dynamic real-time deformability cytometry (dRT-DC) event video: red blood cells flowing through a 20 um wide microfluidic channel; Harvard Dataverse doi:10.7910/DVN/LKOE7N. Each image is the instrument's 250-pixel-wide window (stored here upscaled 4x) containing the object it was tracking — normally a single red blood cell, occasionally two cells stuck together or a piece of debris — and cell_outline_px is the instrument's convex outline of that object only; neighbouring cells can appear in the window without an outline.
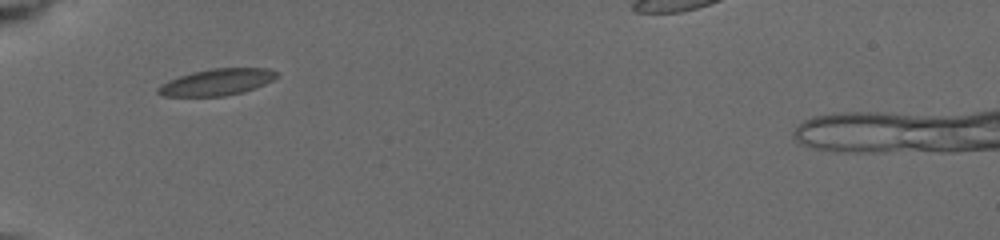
{"species": "common noctule bat (a hibernating species)", "species_latin": "Nyctalus noctula", "temperature_condition": "cold", "stored_images_in_passage": 4, "camera_frame_rate_fps": 3000, "um_per_image_px": 0.085, "animal": {"sex": "female", "body_mass_g": 19.5, "forearm_length_mm": 54.1}, "frame": {"image": 1, "passage_image": 1, "time_ms": 0.0, "image_size_px": [1000, 240], "cell_outline_px": [[280, 72], [272, 80], [264, 84], [244, 92], [224, 96], [164, 96], [156, 92], [156, 88], [160, 84], [168, 80], [192, 72], [212, 68], [268, 68]], "centroid_in_image_um": [18.42, 6.97], "position_along_channel_um": 66.6, "area_um2": 18.38}}
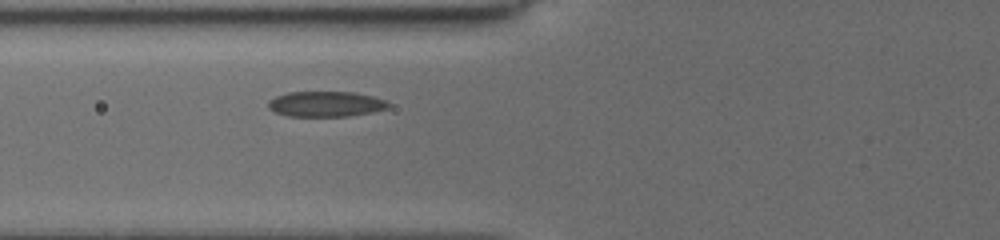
{"frame": {"image": 2, "passage_image": 4, "time_ms": 1.0, "image_size_px": [1000, 240], "cell_outline_px": [[388, 108], [372, 112], [352, 116], [288, 116], [276, 112], [268, 108], [268, 100], [276, 96], [288, 92], [356, 92], [372, 96], [384, 100], [388, 104]], "centroid_in_image_um": [27.67, 8.84], "position_along_channel_um": 98.1, "area_um2": 17.74}}